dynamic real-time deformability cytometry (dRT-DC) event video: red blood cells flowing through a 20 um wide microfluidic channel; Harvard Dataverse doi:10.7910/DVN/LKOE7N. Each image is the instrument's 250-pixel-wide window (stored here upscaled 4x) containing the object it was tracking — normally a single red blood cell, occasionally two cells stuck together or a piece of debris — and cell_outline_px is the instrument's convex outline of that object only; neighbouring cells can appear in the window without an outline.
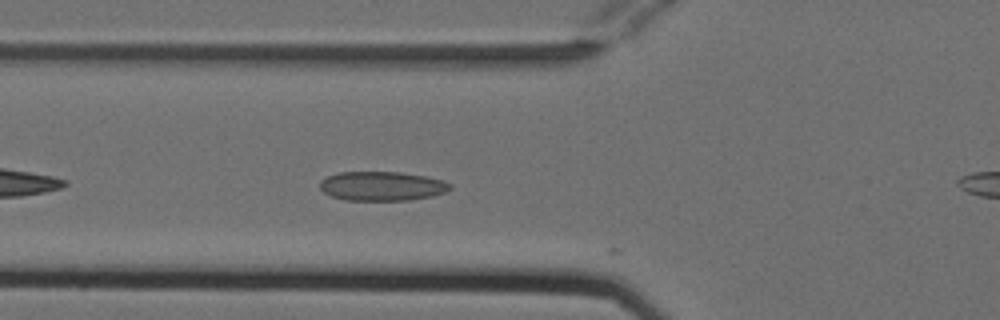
{"species": "Egyptian fruit bat (a non-hibernating species)", "species_latin": "Rousettus aegyptiacus", "temperature_condition": "cold", "stored_images_in_passage": 8, "camera_frame_rate_fps": 3000, "um_per_image_px": 0.085, "animal": {"sex": "female"}, "frame": {"image": 1, "passage_image": 6, "time_ms": 1.667, "image_size_px": [1000, 320], "cell_outline_px": [[452, 188], [444, 192], [432, 196], [408, 200], [344, 200], [332, 196], [324, 192], [320, 188], [320, 180], [336, 172], [400, 172], [424, 176], [444, 180], [452, 184]], "centroid_in_image_um": [32.47, 15.81], "position_along_channel_um": 93.3, "area_um2": 22.2}}